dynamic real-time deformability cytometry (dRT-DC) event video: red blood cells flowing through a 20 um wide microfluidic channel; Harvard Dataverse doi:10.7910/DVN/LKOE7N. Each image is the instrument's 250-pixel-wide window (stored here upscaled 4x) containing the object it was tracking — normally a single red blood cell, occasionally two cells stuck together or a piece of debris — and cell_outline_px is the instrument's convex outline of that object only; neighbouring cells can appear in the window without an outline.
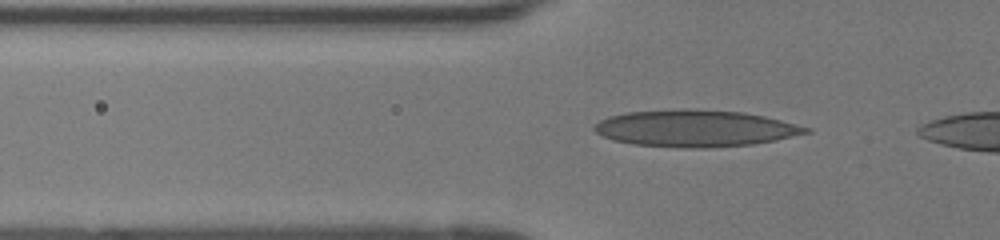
{"species": "human", "species_latin": "Homo sapiens", "temperature_condition": "room temperature", "stored_images_in_passage": 33, "camera_frame_rate_fps": 3000, "um_per_image_px": 0.085, "donor": {"sex": "female"}, "frame": {"image": 1, "passage_image": 4, "time_ms": 1.0, "image_size_px": [1000, 240], "cell_outline_px": [[812, 132], [776, 140], [752, 144], [704, 148], [684, 148], [632, 144], [612, 140], [600, 136], [592, 128], [600, 120], [608, 116], [628, 112], [684, 108], [696, 108], [744, 112], [764, 116], [812, 128]], "centroid_in_image_um": [59.08, 10.9], "position_along_channel_um": 66.7, "area_um2": 45.72}}
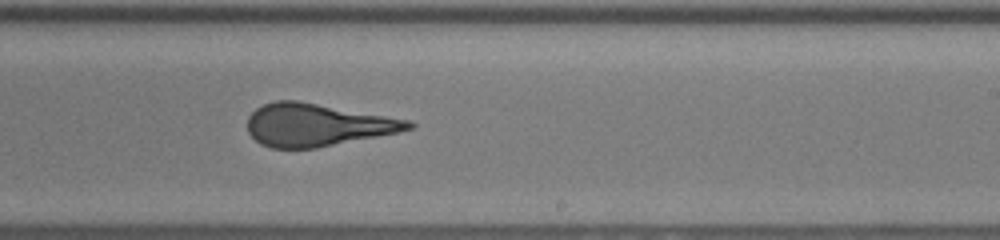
{"frame": {"image": 2, "passage_image": 19, "time_ms": 6.0, "image_size_px": [1000, 240], "cell_outline_px": [[416, 128], [316, 148], [272, 148], [260, 144], [248, 132], [248, 116], [256, 108], [264, 104], [276, 100], [296, 100], [408, 120], [416, 124]], "centroid_in_image_um": [26.91, 10.62], "position_along_channel_um": 262.1, "area_um2": 39.42}}
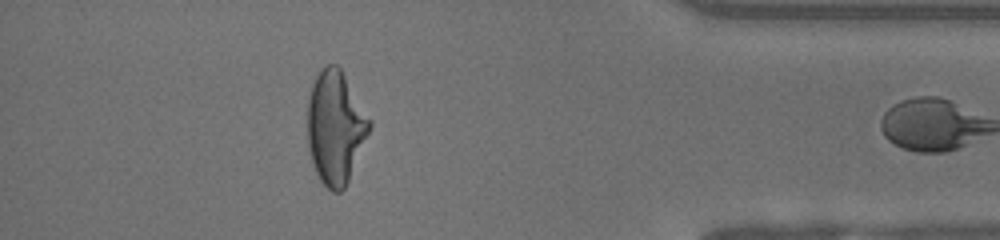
{"frame": {"image": 3, "passage_image": 32, "time_ms": 10.333, "image_size_px": [1000, 240], "cell_outline_px": [[372, 128], [348, 180], [344, 188], [340, 192], [332, 192], [320, 180], [312, 164], [308, 148], [308, 100], [312, 84], [316, 76], [328, 64], [336, 64], [340, 68], [372, 120]], "centroid_in_image_um": [28.53, 10.84], "position_along_channel_um": 406.7, "area_um2": 40.81}}